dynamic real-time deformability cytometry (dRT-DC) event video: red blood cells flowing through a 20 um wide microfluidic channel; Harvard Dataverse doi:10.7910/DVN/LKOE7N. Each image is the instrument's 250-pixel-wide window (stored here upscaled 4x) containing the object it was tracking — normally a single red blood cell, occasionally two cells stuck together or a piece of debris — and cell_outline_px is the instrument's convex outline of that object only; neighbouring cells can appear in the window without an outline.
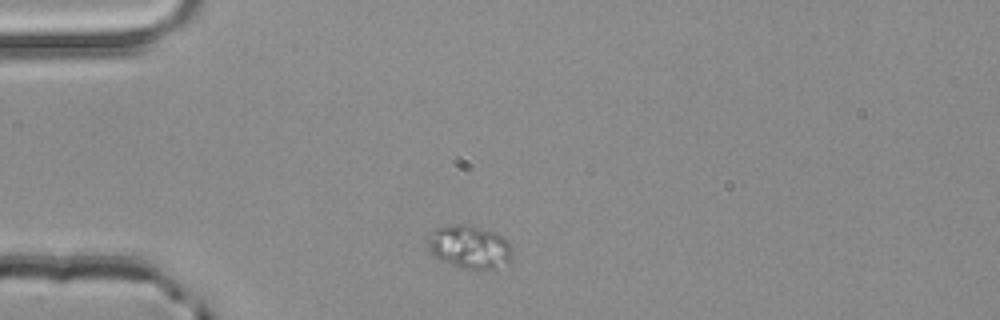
{"species": "common noctule bat (a hibernating species)", "species_latin": "Nyctalus noctula", "temperature_condition": "room temperature", "stored_images_in_passage": 1, "camera_frame_rate_fps": 3000, "um_per_image_px": 0.085, "animal": {"sex": "male", "body_mass_g": 20.4}, "frame": {"image": 1, "passage_image": 1, "time_ms": 0.0, "image_size_px": [1000, 320], "cell_outline_px": [[512, 256], [508, 260], [492, 268], [464, 268], [444, 260], [436, 256], [432, 252], [424, 240], [424, 236], [432, 228], [448, 224], [464, 224], [496, 232], [504, 236], [508, 240], [512, 248]], "centroid_in_image_um": [39.84, 20.91], "position_along_channel_um": 45.2, "area_um2": 21.21}}